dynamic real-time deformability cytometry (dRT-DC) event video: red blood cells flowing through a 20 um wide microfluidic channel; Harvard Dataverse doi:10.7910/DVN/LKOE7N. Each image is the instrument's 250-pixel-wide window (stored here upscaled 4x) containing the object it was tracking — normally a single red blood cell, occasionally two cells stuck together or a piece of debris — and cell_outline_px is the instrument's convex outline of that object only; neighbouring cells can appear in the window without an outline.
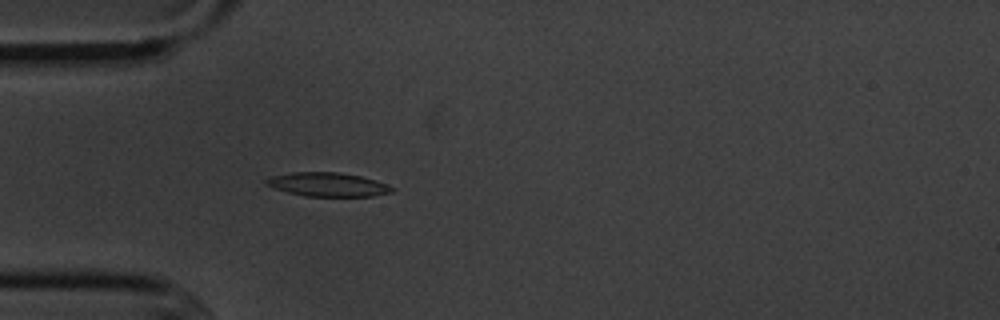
{"species": "common noctule bat (a hibernating species)", "species_latin": "Nyctalus noctula", "temperature_condition": "cold", "stored_images_in_passage": 4, "camera_frame_rate_fps": 3000, "um_per_image_px": 0.085, "animal": {"sex": "male", "body_mass_g": 20.1, "forearm_length_mm": 53.5}, "frame": {"image": 1, "passage_image": 4, "time_ms": 4.667, "image_size_px": [1000, 320], "cell_outline_px": [[396, 188], [392, 192], [372, 196], [304, 196], [288, 192], [276, 188], [268, 184], [264, 180], [268, 176], [292, 172], [340, 172], [360, 176], [388, 184]], "centroid_in_image_um": [27.88, 15.67], "position_along_channel_um": 57.1, "area_um2": 17.46}}